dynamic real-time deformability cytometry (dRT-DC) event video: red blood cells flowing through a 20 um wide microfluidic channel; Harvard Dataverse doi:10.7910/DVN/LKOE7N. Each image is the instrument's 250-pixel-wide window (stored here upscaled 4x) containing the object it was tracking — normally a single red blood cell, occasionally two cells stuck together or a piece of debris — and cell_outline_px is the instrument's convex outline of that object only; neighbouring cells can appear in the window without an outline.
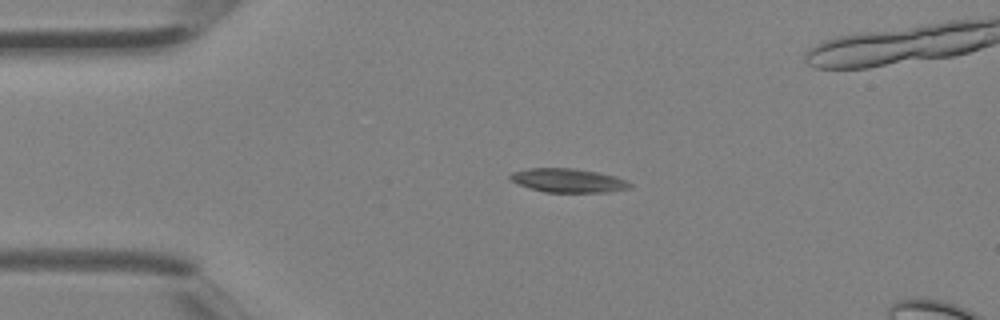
{"species": "Egyptian fruit bat (a non-hibernating species)", "species_latin": "Rousettus aegyptiacus", "temperature_condition": "room temperature", "stored_images_in_passage": 4, "camera_frame_rate_fps": 3000, "um_per_image_px": 0.085, "animal": {"sex": "female"}, "frame": {"image": 1, "passage_image": 2, "time_ms": 0.333, "image_size_px": [1000, 320], "cell_outline_px": [[632, 188], [608, 192], [544, 192], [520, 184], [512, 180], [508, 176], [512, 172], [528, 168], [576, 168], [616, 176], [628, 180], [632, 184]], "centroid_in_image_um": [48.35, 15.33], "position_along_channel_um": 36.6, "area_um2": 16.65}}